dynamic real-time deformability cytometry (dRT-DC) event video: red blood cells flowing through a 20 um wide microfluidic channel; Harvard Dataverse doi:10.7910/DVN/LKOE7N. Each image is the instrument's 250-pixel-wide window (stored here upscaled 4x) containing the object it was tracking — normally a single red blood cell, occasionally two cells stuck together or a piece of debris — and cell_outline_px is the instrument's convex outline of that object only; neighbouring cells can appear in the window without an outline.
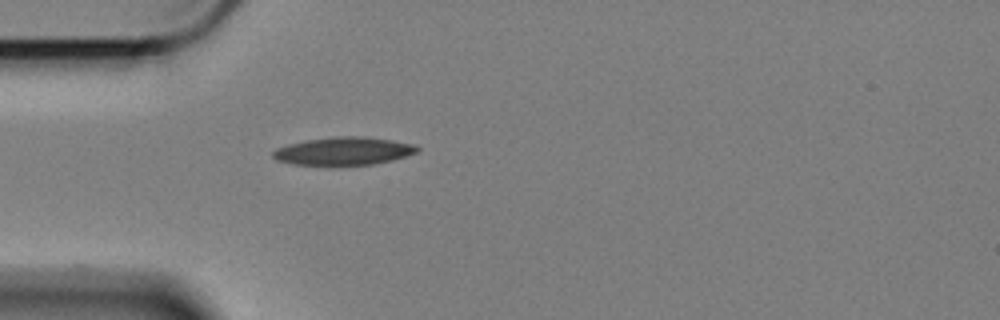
{"species": "Egyptian fruit bat (a non-hibernating species)", "species_latin": "Rousettus aegyptiacus", "temperature_condition": "cold", "stored_images_in_passage": 43, "camera_frame_rate_fps": 3000, "um_per_image_px": 0.085, "animal": {"sex": "female"}, "frame": {"image": 1, "passage_image": 1, "time_ms": 0.0, "image_size_px": [1000, 320], "cell_outline_px": [[420, 148], [416, 152], [392, 160], [372, 164], [296, 164], [276, 160], [272, 156], [272, 152], [276, 148], [288, 144], [304, 140], [336, 136], [364, 136], [392, 140], [416, 144]], "centroid_in_image_um": [29.21, 12.81], "position_along_channel_um": 55.8, "area_um2": 23.24}}
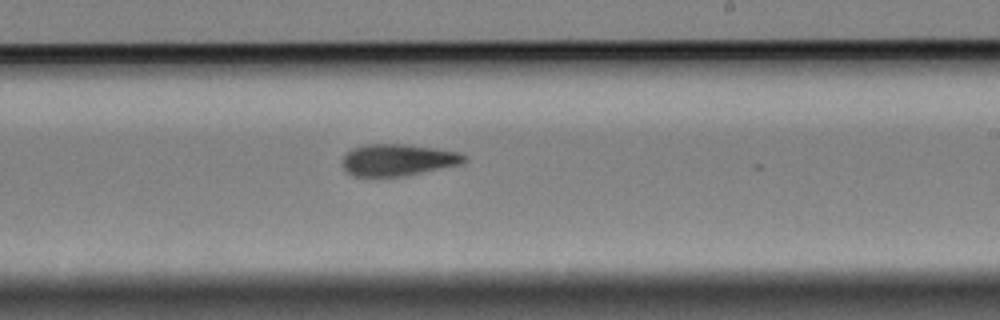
{"frame": {"image": 2, "passage_image": 19, "time_ms": 6.0, "image_size_px": [1000, 320], "cell_outline_px": [[464, 160], [460, 164], [404, 176], [352, 176], [344, 168], [344, 156], [352, 148], [368, 144], [404, 144], [436, 148], [460, 152], [464, 156]], "centroid_in_image_um": [33.81, 13.59], "position_along_channel_um": 255.2, "area_um2": 22.2}}
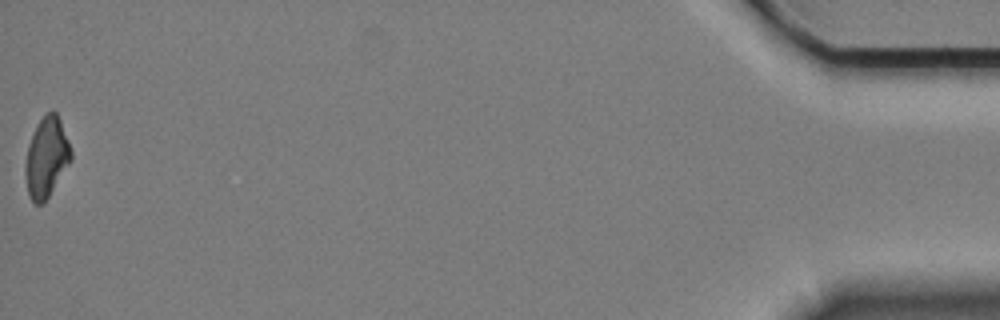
{"frame": {"image": 3, "passage_image": 43, "time_ms": 14.0, "image_size_px": [1000, 320], "cell_outline_px": [[72, 160], [44, 204], [32, 204], [28, 192], [24, 172], [24, 168], [28, 144], [40, 120], [48, 112], [56, 112], [60, 120], [72, 152]], "centroid_in_image_um": [3.95, 13.44], "position_along_channel_um": 431.3, "area_um2": 21.21}, "authors_computed_cell_mechanics": {"area_um2": 22.5998, "velocity_mm_per_s": 3.394, "shape_relaxation_time_tau1_ms": 5.8459, "shape_relaxation_time_tau2_ms": 4.8461, "deformation_change_tau1": 0.1518, "deformation_change_tau2": 0.1234}}